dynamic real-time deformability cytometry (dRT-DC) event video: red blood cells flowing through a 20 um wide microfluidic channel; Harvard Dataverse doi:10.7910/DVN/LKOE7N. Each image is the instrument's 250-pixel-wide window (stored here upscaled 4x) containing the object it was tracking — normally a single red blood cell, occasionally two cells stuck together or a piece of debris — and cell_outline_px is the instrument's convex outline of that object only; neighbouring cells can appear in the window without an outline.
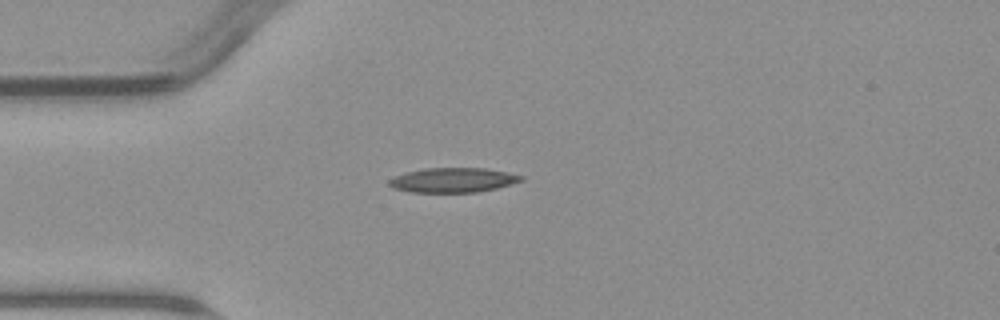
{"species": "common noctule bat (a hibernating species)", "species_latin": "Nyctalus noctula", "temperature_condition": "warm", "stored_images_in_passage": 1, "camera_frame_rate_fps": 3000, "um_per_image_px": 0.085, "animal": {"sex": "male", "body_mass_g": 23.1, "forearm_length_mm": 52.7}, "frame": {"image": 1, "passage_image": 1, "time_ms": 0.0, "image_size_px": [1000, 320], "cell_outline_px": [[524, 180], [496, 188], [476, 192], [412, 192], [392, 188], [388, 184], [388, 180], [396, 176], [408, 172], [424, 168], [484, 168], [508, 172], [524, 176]], "centroid_in_image_um": [38.51, 15.3], "position_along_channel_um": 46.5, "area_um2": 18.84}}